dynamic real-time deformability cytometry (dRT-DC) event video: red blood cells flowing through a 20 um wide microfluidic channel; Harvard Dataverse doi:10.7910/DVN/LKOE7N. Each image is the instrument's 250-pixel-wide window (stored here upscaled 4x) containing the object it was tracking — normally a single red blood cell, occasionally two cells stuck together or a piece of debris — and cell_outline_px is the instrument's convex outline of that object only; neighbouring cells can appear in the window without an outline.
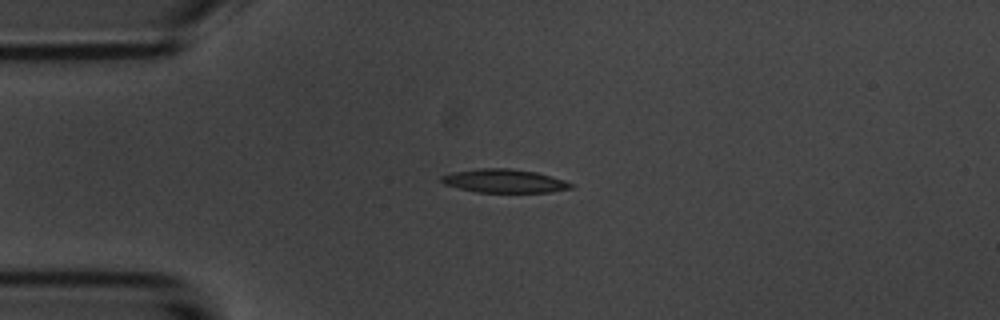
{"species": "common noctule bat (a hibernating species)", "species_latin": "Nyctalus noctula", "temperature_condition": "room temperature", "stored_images_in_passage": 9, "camera_frame_rate_fps": 3000, "um_per_image_px": 0.085, "animal": {"sex": "male", "body_mass_g": 20.1, "forearm_length_mm": 53.5}, "frame": {"image": 1, "passage_image": 2, "time_ms": 1.333, "image_size_px": [1000, 320], "cell_outline_px": [[576, 184], [572, 188], [552, 192], [476, 192], [444, 184], [440, 180], [440, 176], [452, 172], [480, 168], [508, 168], [536, 172], [552, 176]], "centroid_in_image_um": [42.89, 15.38], "position_along_channel_um": 42.1, "area_um2": 17.8}}
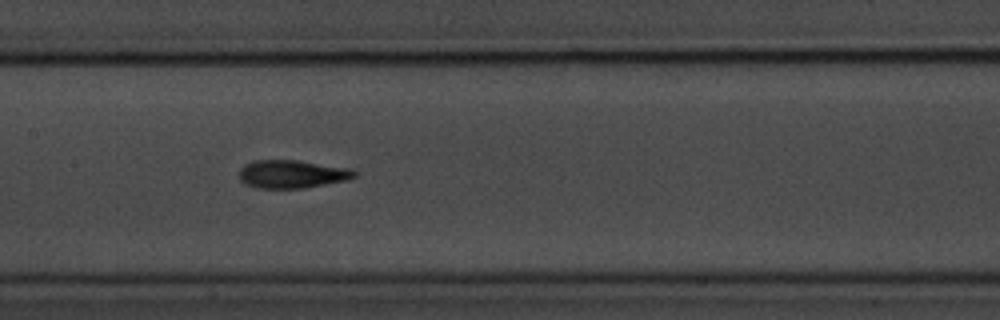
{"frame": {"image": 2, "passage_image": 6, "time_ms": 5.667, "image_size_px": [1000, 320], "cell_outline_px": [[356, 176], [348, 180], [304, 188], [256, 188], [244, 184], [240, 180], [240, 168], [244, 164], [256, 160], [296, 160], [352, 168], [356, 172]], "centroid_in_image_um": [24.83, 14.8], "position_along_channel_um": 182.6, "area_um2": 19.02}}